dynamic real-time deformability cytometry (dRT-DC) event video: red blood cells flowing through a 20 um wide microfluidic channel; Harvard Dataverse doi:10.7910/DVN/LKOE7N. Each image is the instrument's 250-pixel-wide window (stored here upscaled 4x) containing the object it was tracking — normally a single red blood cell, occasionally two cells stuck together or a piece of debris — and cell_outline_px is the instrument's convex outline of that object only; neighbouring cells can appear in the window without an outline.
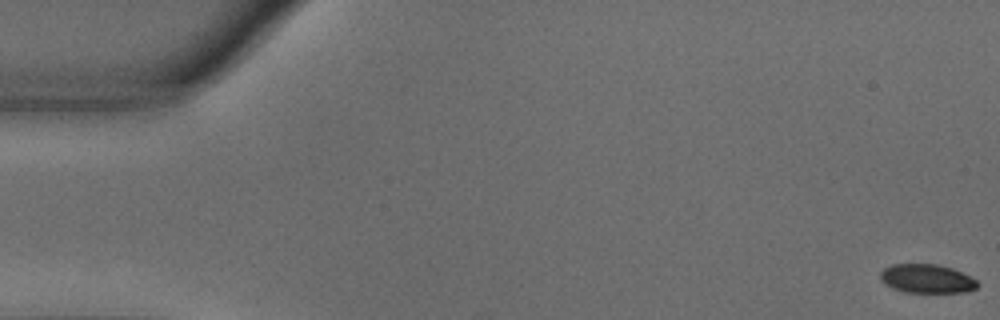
{"species": "common noctule bat (a hibernating species)", "species_latin": "Nyctalus noctula", "temperature_condition": "warm", "stored_images_in_passage": 56, "camera_frame_rate_fps": 3000, "um_per_image_px": 0.085, "animal": {"sex": "male", "body_mass_g": 18.8}, "frame": {"image": 1, "passage_image": 1, "time_ms": 0.0, "image_size_px": [1000, 320], "cell_outline_px": [[980, 284], [976, 288], [968, 292], [904, 292], [892, 288], [884, 284], [880, 280], [880, 272], [884, 268], [892, 264], [936, 264], [952, 268], [976, 280]], "centroid_in_image_um": [78.75, 23.69], "position_along_channel_um": 6.2, "area_um2": 16.36}}
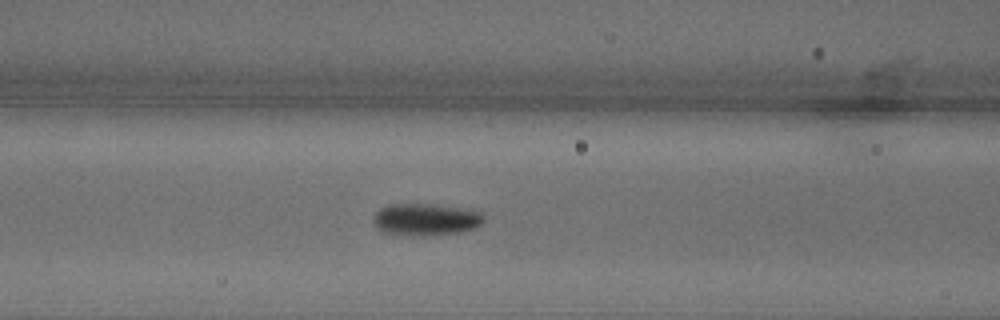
{"frame": {"image": 2, "passage_image": 23, "time_ms": 7.333, "image_size_px": [1000, 320], "cell_outline_px": [[484, 220], [476, 228], [460, 232], [408, 236], [380, 232], [376, 228], [372, 220], [376, 212], [380, 208], [388, 204], [428, 204], [480, 212], [484, 216]], "centroid_in_image_um": [36.1, 18.67], "position_along_channel_um": 130.5, "area_um2": 20.4}}
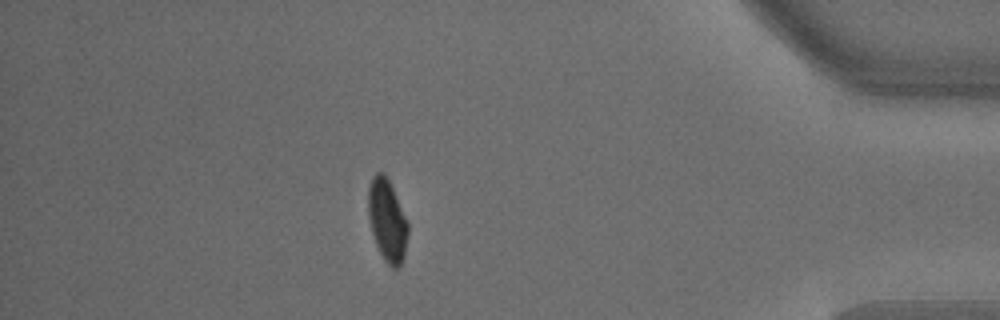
{"frame": {"image": 3, "passage_image": 49, "time_ms": 16.0, "image_size_px": [1000, 320], "cell_outline_px": [[408, 232], [404, 256], [400, 264], [396, 268], [392, 268], [384, 260], [376, 244], [372, 232], [368, 216], [368, 188], [372, 176], [376, 172], [384, 172], [408, 220]], "centroid_in_image_um": [32.9, 18.71], "position_along_channel_um": 402.3, "area_um2": 18.96}, "authors_computed_cell_mechanics": {"area_um2": 19.1607, "velocity_mm_per_s": 3.6366, "shape_relaxation_time_tau1_ms": 3.2227, "shape_relaxation_time_tau2_ms": null, "deformation_change_tau1": 0.1275, "deformation_change_tau2": null}}